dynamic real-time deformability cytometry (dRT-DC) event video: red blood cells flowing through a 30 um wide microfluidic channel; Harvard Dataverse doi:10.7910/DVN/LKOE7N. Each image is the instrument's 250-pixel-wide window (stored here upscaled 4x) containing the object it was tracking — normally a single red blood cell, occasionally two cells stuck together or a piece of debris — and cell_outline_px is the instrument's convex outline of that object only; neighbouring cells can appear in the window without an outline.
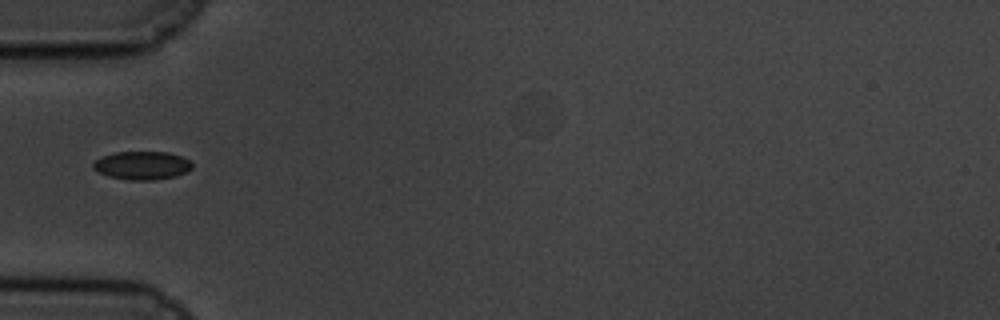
{"species": "common noctule bat (a hibernating species)", "species_latin": "Nyctalus noctula", "temperature_condition": "cold", "stored_images_in_passage": 41, "camera_frame_rate_fps": 3000, "um_per_image_px": 0.085, "animal": {"sex": "male", "body_mass_g": 19.5, "forearm_length_mm": 54.6}, "frame": {"image": 1, "passage_image": 1, "time_ms": 0.0, "image_size_px": [1000, 320], "cell_outline_px": [[192, 168], [188, 172], [176, 176], [156, 180], [128, 180], [108, 176], [92, 168], [92, 164], [96, 160], [104, 156], [116, 152], [168, 152], [180, 156], [188, 160], [192, 164]], "centroid_in_image_um": [12.1, 14.07], "position_along_channel_um": 72.9, "area_um2": 16.3}}
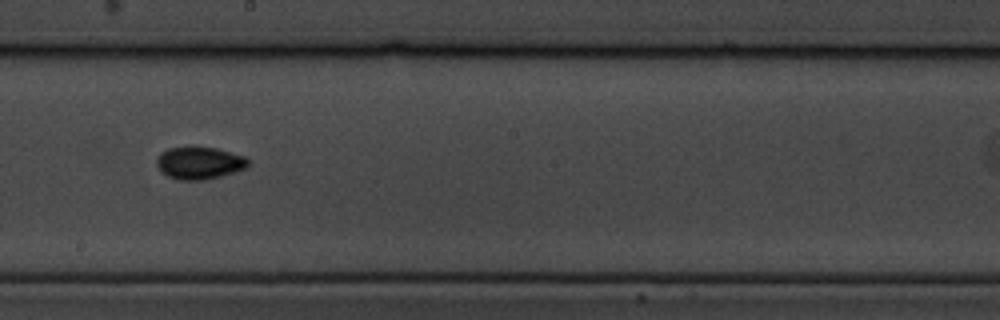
{"frame": {"image": 2, "passage_image": 15, "time_ms": 4.667, "image_size_px": [1000, 320], "cell_outline_px": [[248, 164], [244, 168], [220, 176], [204, 180], [180, 180], [168, 176], [156, 164], [156, 160], [160, 152], [168, 148], [216, 148], [244, 156], [248, 160]], "centroid_in_image_um": [16.92, 13.86], "position_along_channel_um": 231.3, "area_um2": 16.76}}
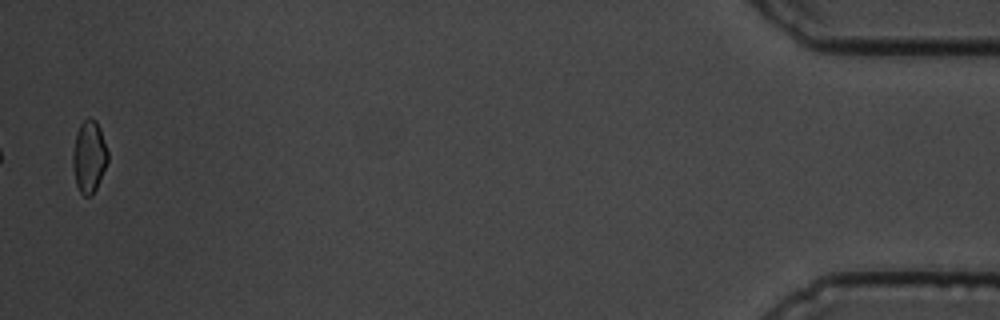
{"frame": {"image": 3, "passage_image": 40, "time_ms": 13.0, "image_size_px": [1000, 320], "cell_outline_px": [[108, 160], [96, 188], [92, 196], [84, 196], [80, 192], [76, 184], [72, 168], [72, 152], [76, 132], [80, 124], [88, 116], [96, 120], [100, 128], [108, 152]], "centroid_in_image_um": [7.55, 13.29], "position_along_channel_um": 427.7, "area_um2": 14.85}, "authors_computed_cell_mechanics": {"area_um2": 15.8372, "velocity_mm_per_s": 3.389, "shape_relaxation_time_tau1_ms": 2.7578, "shape_relaxation_time_tau2_ms": null, "deformation_change_tau1": 0.0562, "deformation_change_tau2": null}}